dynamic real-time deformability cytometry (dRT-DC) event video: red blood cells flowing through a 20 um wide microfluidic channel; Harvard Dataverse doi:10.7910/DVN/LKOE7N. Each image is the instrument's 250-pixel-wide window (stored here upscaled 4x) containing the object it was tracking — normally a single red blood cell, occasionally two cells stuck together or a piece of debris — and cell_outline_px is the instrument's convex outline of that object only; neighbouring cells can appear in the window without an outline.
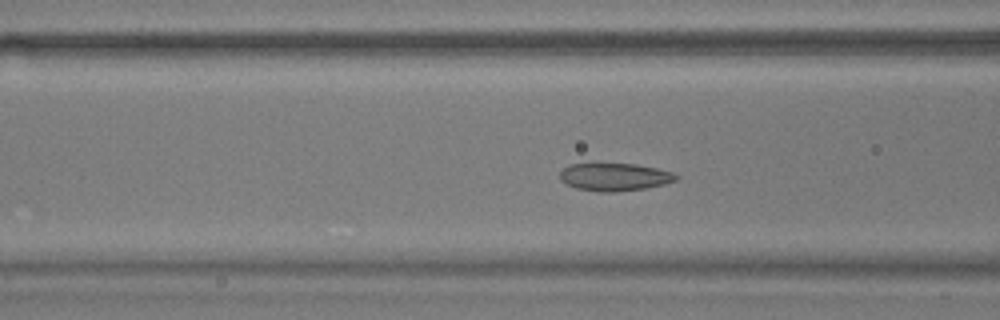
{"species": "common noctule bat (a hibernating species)", "species_latin": "Nyctalus noctula", "temperature_condition": "warm", "stored_images_in_passage": 55, "camera_frame_rate_fps": 3000, "um_per_image_px": 0.085, "animal": {"sex": "male", "body_mass_g": 17.9}, "frame": {"image": 1, "passage_image": 21, "time_ms": 6.667, "image_size_px": [1000, 320], "cell_outline_px": [[680, 176], [676, 180], [664, 184], [644, 188], [612, 192], [600, 192], [576, 188], [560, 180], [560, 172], [564, 168], [572, 164], [636, 164], [656, 168], [672, 172]], "centroid_in_image_um": [52.25, 15.04], "position_along_channel_um": 114.3, "area_um2": 18.55}}
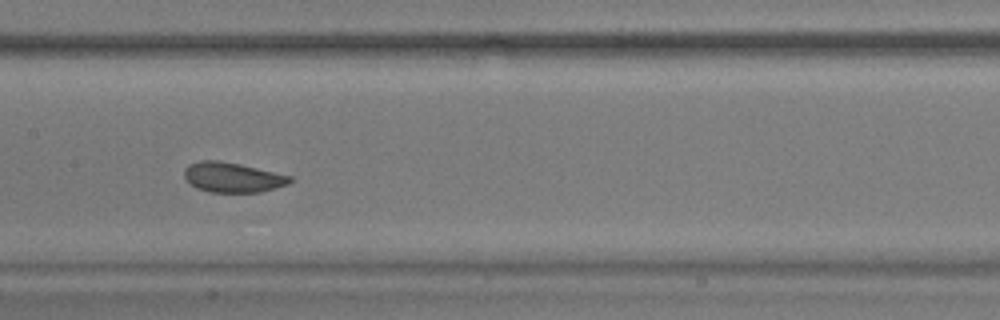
{"frame": {"image": 2, "passage_image": 27, "time_ms": 8.667, "image_size_px": [1000, 320], "cell_outline_px": [[292, 180], [288, 184], [276, 188], [260, 192], [208, 192], [196, 188], [184, 176], [184, 168], [188, 164], [200, 160], [216, 160], [240, 164], [292, 176]], "centroid_in_image_um": [19.76, 15.07], "position_along_channel_um": 187.6, "area_um2": 18.44}}
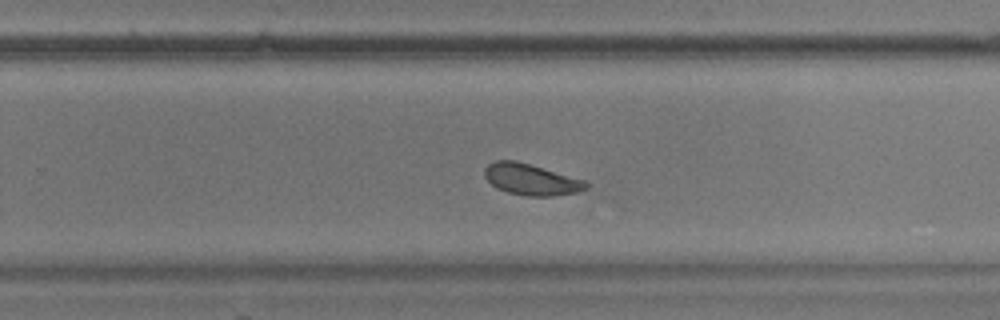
{"frame": {"image": 3, "passage_image": 35, "time_ms": 11.333, "image_size_px": [1000, 320], "cell_outline_px": [[588, 188], [580, 192], [552, 196], [524, 196], [508, 192], [496, 188], [484, 176], [484, 168], [488, 164], [496, 160], [516, 160], [588, 180]], "centroid_in_image_um": [45.19, 15.25], "position_along_channel_um": 284.6, "area_um2": 18.84}, "authors_computed_cell_mechanics": {"area_um2": 19.7098, "velocity_mm_per_s": 3.6557, "shape_relaxation_time_tau1_ms": 2.8139, "shape_relaxation_time_tau2_ms": 1.9675, "deformation_change_tau1": 0.1302, "deformation_change_tau2": 0.0775}}